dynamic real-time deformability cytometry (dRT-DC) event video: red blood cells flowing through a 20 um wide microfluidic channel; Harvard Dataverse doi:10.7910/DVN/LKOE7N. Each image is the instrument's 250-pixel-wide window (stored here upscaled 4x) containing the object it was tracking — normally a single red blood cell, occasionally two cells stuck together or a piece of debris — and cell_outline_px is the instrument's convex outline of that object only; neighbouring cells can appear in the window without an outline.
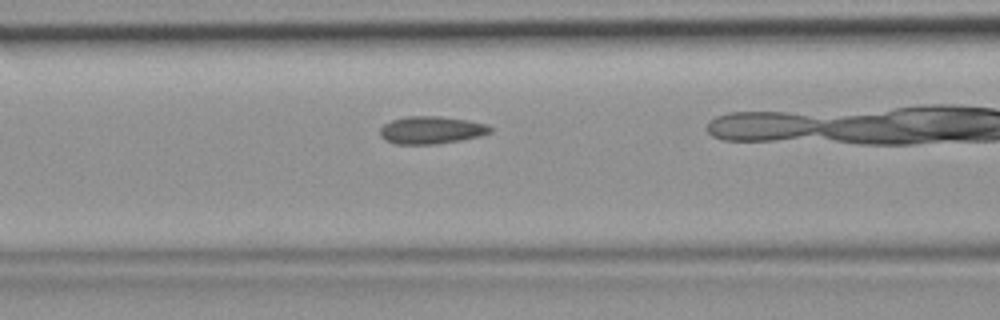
{"species": "common noctule bat (a hibernating species)", "species_latin": "Nyctalus noctula", "temperature_condition": "room temperature", "stored_images_in_passage": 31, "camera_frame_rate_fps": 3000, "um_per_image_px": 0.085, "animal": {"sex": "female", "body_mass_g": 19.9}, "frame": {"image": 1, "passage_image": 14, "time_ms": 4.333, "image_size_px": [1000, 320], "cell_outline_px": [[492, 132], [480, 136], [460, 140], [436, 144], [396, 144], [384, 140], [380, 136], [380, 128], [384, 124], [392, 120], [408, 116], [440, 116], [468, 120], [488, 124], [492, 128]], "centroid_in_image_um": [36.66, 11.05], "position_along_channel_um": 129.9, "area_um2": 17.8}}
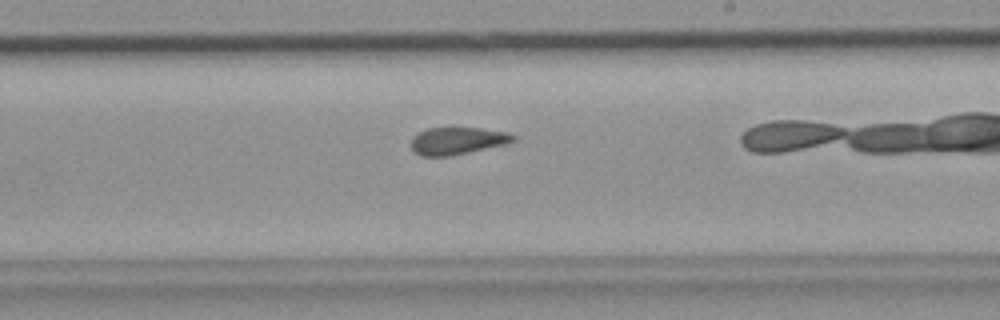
{"frame": {"image": 2, "passage_image": 22, "time_ms": 7.0, "image_size_px": [1000, 320], "cell_outline_px": [[516, 140], [504, 144], [452, 156], [420, 156], [412, 152], [412, 136], [428, 128], [452, 124], [508, 132], [516, 136]], "centroid_in_image_um": [38.85, 11.92], "position_along_channel_um": 250.2, "area_um2": 16.99}}